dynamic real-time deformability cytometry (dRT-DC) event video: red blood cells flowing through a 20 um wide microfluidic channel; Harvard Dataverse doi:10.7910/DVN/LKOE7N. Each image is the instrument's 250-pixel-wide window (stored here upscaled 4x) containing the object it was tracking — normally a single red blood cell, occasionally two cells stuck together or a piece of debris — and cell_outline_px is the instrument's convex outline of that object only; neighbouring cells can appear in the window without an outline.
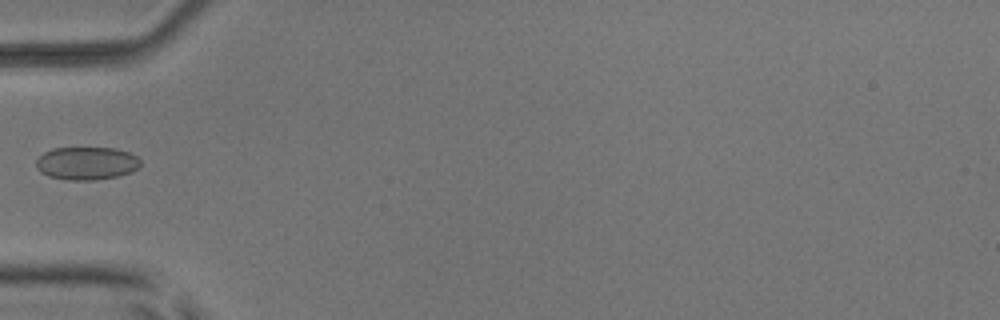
{"species": "common noctule bat (a hibernating species)", "species_latin": "Nyctalus noctula", "temperature_condition": "room temperature", "stored_images_in_passage": 6, "camera_frame_rate_fps": 3000, "um_per_image_px": 0.085, "animal": {"sex": "male", "body_mass_g": 17.9, "forearm_length_mm": 54.2}, "frame": {"image": 1, "passage_image": 5, "time_ms": 5.667, "image_size_px": [1000, 320], "cell_outline_px": [[140, 168], [132, 172], [116, 176], [92, 180], [68, 180], [48, 176], [40, 172], [36, 168], [36, 160], [44, 152], [52, 148], [116, 148], [128, 152], [136, 156], [140, 160]], "centroid_in_image_um": [7.35, 13.88], "position_along_channel_um": 77.6, "area_um2": 20.11}}